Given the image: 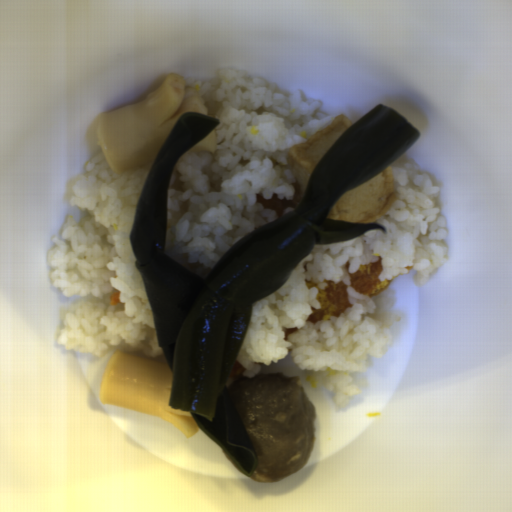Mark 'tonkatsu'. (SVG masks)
Returning <instances> with one entry per match:
<instances>
[{
  "label": "tonkatsu",
  "instance_id": "tonkatsu-3",
  "mask_svg": "<svg viewBox=\"0 0 512 512\" xmlns=\"http://www.w3.org/2000/svg\"><path fill=\"white\" fill-rule=\"evenodd\" d=\"M304 194L301 191L297 181L294 184V194L290 199H280L277 195L272 198H265L261 194L256 197L255 203L263 205L264 208H268L276 211L277 216L280 218L284 214L285 208H297L300 202L304 198Z\"/></svg>",
  "mask_w": 512,
  "mask_h": 512
},
{
  "label": "tonkatsu",
  "instance_id": "tonkatsu-1",
  "mask_svg": "<svg viewBox=\"0 0 512 512\" xmlns=\"http://www.w3.org/2000/svg\"><path fill=\"white\" fill-rule=\"evenodd\" d=\"M324 281L328 284L324 289H321L317 282L311 280H305L304 282L309 289L314 287L318 290L315 298L319 302L320 308L312 306V313L307 315L306 318L307 322L313 325L331 318H337L352 306L345 282L336 283L327 279Z\"/></svg>",
  "mask_w": 512,
  "mask_h": 512
},
{
  "label": "tonkatsu",
  "instance_id": "tonkatsu-2",
  "mask_svg": "<svg viewBox=\"0 0 512 512\" xmlns=\"http://www.w3.org/2000/svg\"><path fill=\"white\" fill-rule=\"evenodd\" d=\"M383 266L379 258L375 263L361 265L350 274V286L355 293L374 298L382 294L391 284L390 279H381Z\"/></svg>",
  "mask_w": 512,
  "mask_h": 512
},
{
  "label": "tonkatsu",
  "instance_id": "tonkatsu-6",
  "mask_svg": "<svg viewBox=\"0 0 512 512\" xmlns=\"http://www.w3.org/2000/svg\"><path fill=\"white\" fill-rule=\"evenodd\" d=\"M297 328L296 327H291L289 329H285V332H284V336H285V340H289V335H291L292 333L294 332H297Z\"/></svg>",
  "mask_w": 512,
  "mask_h": 512
},
{
  "label": "tonkatsu",
  "instance_id": "tonkatsu-4",
  "mask_svg": "<svg viewBox=\"0 0 512 512\" xmlns=\"http://www.w3.org/2000/svg\"><path fill=\"white\" fill-rule=\"evenodd\" d=\"M245 371L246 368L236 358L227 378L239 379L240 377L243 376Z\"/></svg>",
  "mask_w": 512,
  "mask_h": 512
},
{
  "label": "tonkatsu",
  "instance_id": "tonkatsu-5",
  "mask_svg": "<svg viewBox=\"0 0 512 512\" xmlns=\"http://www.w3.org/2000/svg\"><path fill=\"white\" fill-rule=\"evenodd\" d=\"M120 293H121V292H119V291H118V292H115V293L110 294V296H109V304H110L111 306H113V307H114V306H116V305L121 304V301H120Z\"/></svg>",
  "mask_w": 512,
  "mask_h": 512
}]
</instances>
